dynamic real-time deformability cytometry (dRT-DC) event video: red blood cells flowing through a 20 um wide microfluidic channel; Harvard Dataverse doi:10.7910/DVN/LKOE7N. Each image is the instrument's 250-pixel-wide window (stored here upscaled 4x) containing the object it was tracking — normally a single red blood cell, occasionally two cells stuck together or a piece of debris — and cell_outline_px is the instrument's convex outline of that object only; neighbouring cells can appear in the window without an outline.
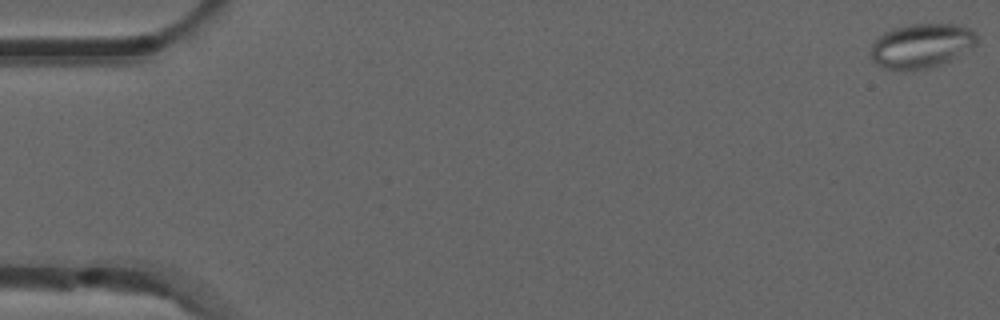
{"species": "common noctule bat (a hibernating species)", "species_latin": "Nyctalus noctula", "temperature_condition": "room temperature", "stored_images_in_passage": 53, "camera_frame_rate_fps": 3000, "um_per_image_px": 0.085, "animal": {"sex": "male", "forearm_length_mm": 52.5}, "frame": {"image": 1, "passage_image": 1, "time_ms": 0.0, "image_size_px": [1000, 320], "cell_outline_px": [[980, 36], [976, 44], [972, 48], [940, 64], [928, 68], [884, 68], [876, 64], [872, 60], [868, 52], [872, 44], [884, 32], [892, 28], [912, 24], [956, 24], [968, 28], [976, 32]], "centroid_in_image_um": [78.33, 3.85], "position_along_channel_um": 6.7, "area_um2": 27.22}}
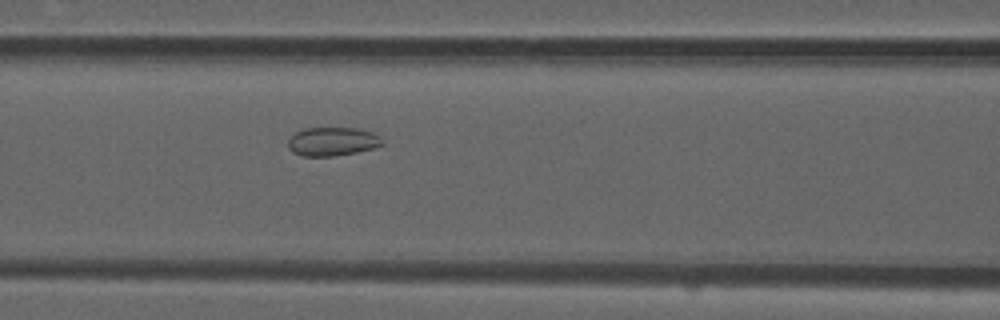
{"frame": {"image": 2, "passage_image": 23, "time_ms": 7.333, "image_size_px": [1000, 320], "cell_outline_px": [[384, 144], [376, 148], [356, 152], [332, 156], [300, 156], [292, 152], [288, 148], [288, 140], [296, 132], [304, 128], [356, 128], [372, 132], [380, 136], [384, 140]], "centroid_in_image_um": [28.27, 12.03], "position_along_channel_um": 138.3, "area_um2": 15.9}}
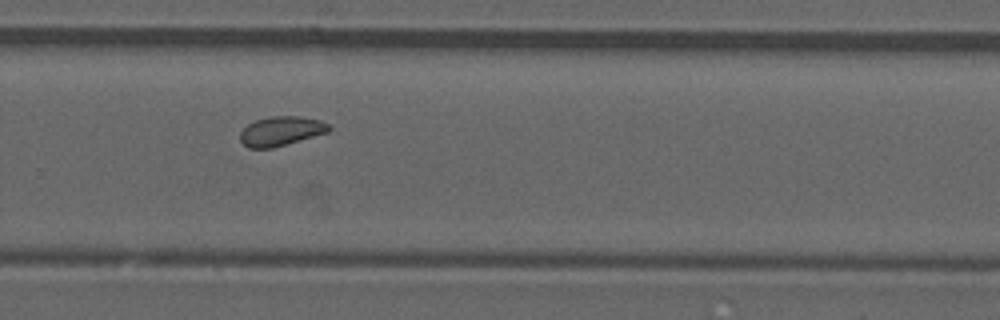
{"frame": {"image": 3, "passage_image": 36, "time_ms": 11.667, "image_size_px": [1000, 320], "cell_outline_px": [[332, 128], [328, 132], [272, 148], [248, 148], [240, 140], [240, 132], [248, 124], [256, 120], [272, 116], [300, 116], [320, 120], [328, 124]], "centroid_in_image_um": [23.89, 11.14], "position_along_channel_um": 305.9, "area_um2": 15.09}, "authors_computed_cell_mechanics": {"area_um2": 15.895, "velocity_mm_per_s": 3.8799, "shape_relaxation_time_tau1_ms": null, "shape_relaxation_time_tau2_ms": 2.482, "deformation_change_tau1": null, "deformation_change_tau2": 0.0801}}